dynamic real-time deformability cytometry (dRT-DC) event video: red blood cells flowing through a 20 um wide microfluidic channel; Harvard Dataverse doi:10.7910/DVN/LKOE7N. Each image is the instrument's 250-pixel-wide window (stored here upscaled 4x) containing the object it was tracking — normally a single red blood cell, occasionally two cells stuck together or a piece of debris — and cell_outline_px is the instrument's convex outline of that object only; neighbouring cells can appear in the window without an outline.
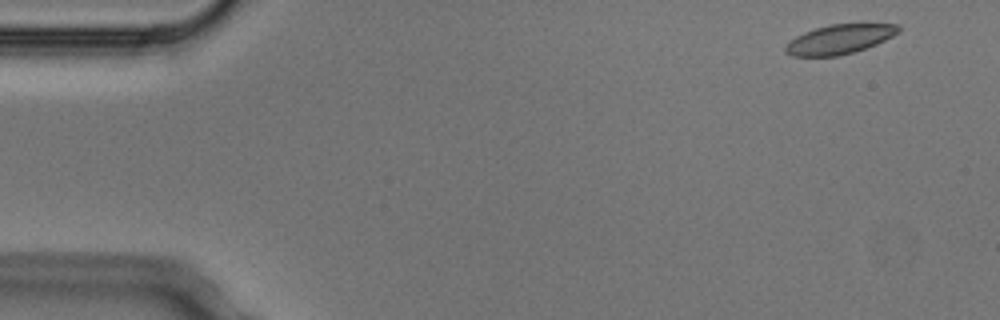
{"species": "Egyptian fruit bat (a non-hibernating species)", "species_latin": "Rousettus aegyptiacus", "temperature_condition": "cold", "stored_images_in_passage": 9, "camera_frame_rate_fps": 3000, "um_per_image_px": 0.085, "animal": {"sex": "male"}, "frame": {"image": 1, "passage_image": 1, "time_ms": 0.0, "image_size_px": [1000, 320], "cell_outline_px": [[900, 32], [876, 44], [852, 52], [836, 56], [792, 56], [784, 52], [784, 48], [796, 36], [804, 32], [828, 24], [860, 20], [900, 24]], "centroid_in_image_um": [71.46, 3.26], "position_along_channel_um": 13.5, "area_um2": 20.17}}
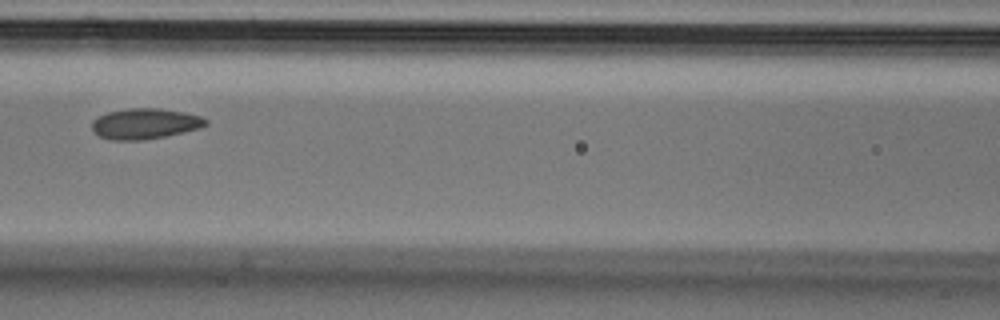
{"frame": {"image": 2, "passage_image": 6, "time_ms": 1.667, "image_size_px": [1000, 320], "cell_outline_px": [[208, 124], [200, 128], [164, 136], [144, 140], [112, 140], [100, 136], [92, 128], [92, 120], [96, 116], [108, 112], [128, 108], [160, 108], [184, 112], [200, 116], [208, 120]], "centroid_in_image_um": [12.31, 10.5], "position_along_channel_um": 154.3, "area_um2": 20.29}}
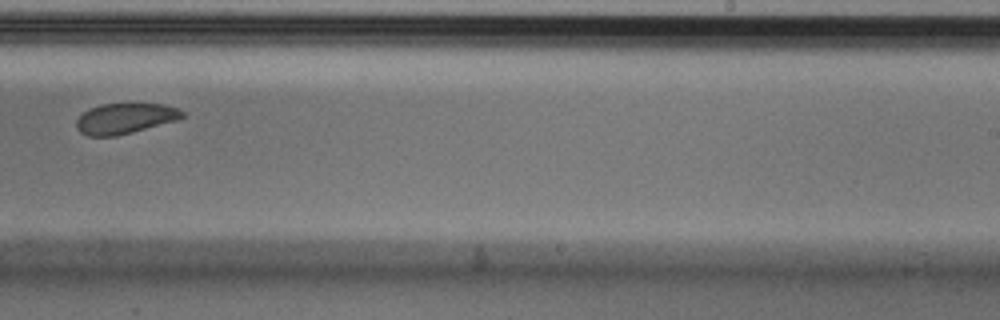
{"frame": {"image": 3, "passage_image": 9, "time_ms": 2.667, "image_size_px": [1000, 320], "cell_outline_px": [[184, 116], [180, 120], [116, 136], [88, 136], [80, 132], [76, 128], [76, 120], [88, 108], [100, 104], [164, 104], [176, 108], [184, 112]], "centroid_in_image_um": [10.63, 10.07], "position_along_channel_um": 278.4, "area_um2": 18.9}}